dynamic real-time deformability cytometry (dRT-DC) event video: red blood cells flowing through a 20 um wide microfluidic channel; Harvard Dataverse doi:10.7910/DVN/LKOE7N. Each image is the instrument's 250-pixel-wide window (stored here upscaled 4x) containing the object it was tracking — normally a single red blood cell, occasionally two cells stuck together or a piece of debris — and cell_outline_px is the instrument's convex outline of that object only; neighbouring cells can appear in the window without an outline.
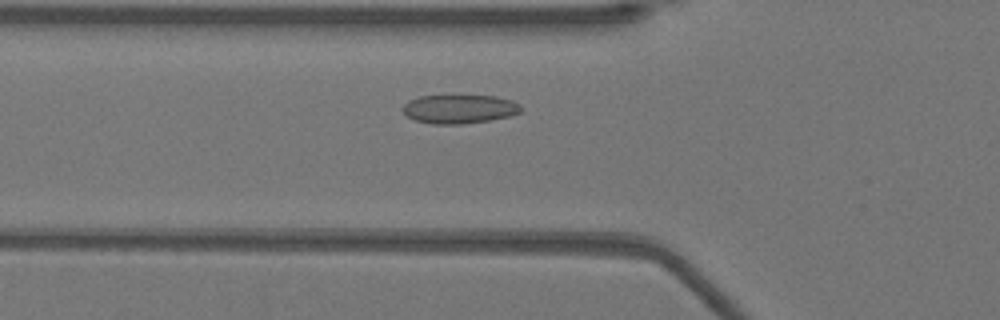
{"species": "Egyptian fruit bat (a non-hibernating species)", "species_latin": "Rousettus aegyptiacus", "temperature_condition": "warm", "stored_images_in_passage": 44, "camera_frame_rate_fps": 3000, "um_per_image_px": 0.085, "animal": {"sex": "female"}, "frame": {"image": 1, "passage_image": 10, "time_ms": 3.0, "image_size_px": [1000, 320], "cell_outline_px": [[524, 108], [520, 112], [508, 116], [492, 120], [460, 124], [432, 124], [416, 120], [408, 116], [400, 108], [408, 100], [420, 96], [452, 92], [460, 92], [496, 96], [512, 100], [520, 104]], "centroid_in_image_um": [39.05, 9.19], "position_along_channel_um": 86.8, "area_um2": 21.1}}
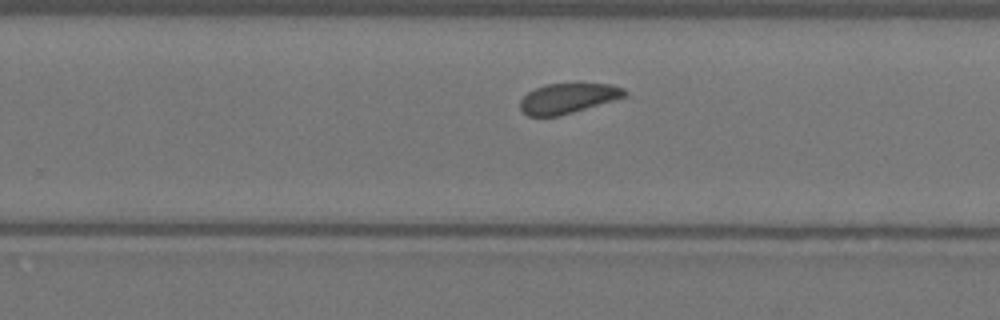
{"frame": {"image": 2, "passage_image": 25, "time_ms": 8.0, "image_size_px": [1000, 320], "cell_outline_px": [[628, 92], [624, 96], [612, 100], [560, 116], [528, 116], [520, 108], [520, 100], [528, 92], [536, 88], [548, 84], [612, 84], [624, 88]], "centroid_in_image_um": [48.25, 8.36], "position_along_channel_um": 281.5, "area_um2": 17.98}}
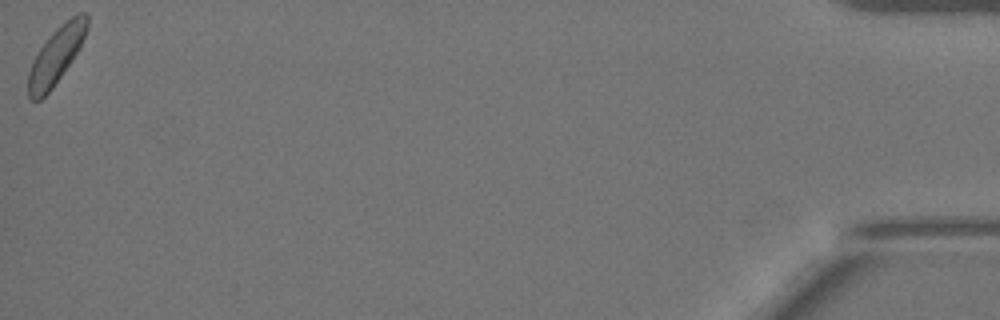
{"frame": {"image": 3, "passage_image": 44, "time_ms": 14.333, "image_size_px": [1000, 320], "cell_outline_px": [[88, 24], [84, 36], [72, 60], [52, 88], [40, 100], [32, 100], [28, 96], [28, 72], [32, 60], [48, 36], [64, 20], [80, 12], [84, 12], [88, 16]], "centroid_in_image_um": [4.74, 4.7], "position_along_channel_um": 430.5, "area_um2": 19.19}, "authors_computed_cell_mechanics": {"area_um2": 19.2763, "velocity_mm_per_s": 3.9025, "shape_relaxation_time_tau1_ms": null, "shape_relaxation_time_tau2_ms": 1.7419, "deformation_change_tau1": null, "deformation_change_tau2": 0.0819}}